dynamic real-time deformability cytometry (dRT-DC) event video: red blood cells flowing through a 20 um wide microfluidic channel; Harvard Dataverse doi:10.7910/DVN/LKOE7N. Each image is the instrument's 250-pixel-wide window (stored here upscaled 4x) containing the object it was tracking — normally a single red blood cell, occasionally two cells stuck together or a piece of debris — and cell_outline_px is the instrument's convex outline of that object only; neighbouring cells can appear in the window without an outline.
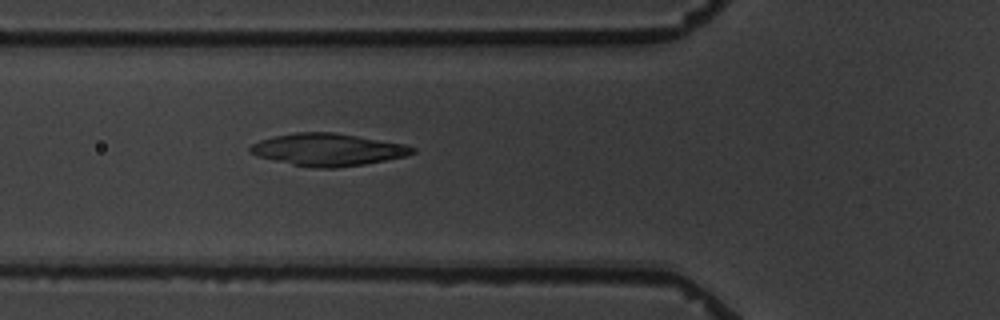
{"species": "common noctule bat (a hibernating species)", "species_latin": "Nyctalus noctula", "temperature_condition": "warm", "stored_images_in_passage": 6, "camera_frame_rate_fps": 3000, "um_per_image_px": 0.085, "animal": {"sex": "male", "body_mass_g": 19.5, "forearm_length_mm": 54.6}, "frame": {"image": 1, "passage_image": 6, "time_ms": 5.667, "image_size_px": [1000, 320], "cell_outline_px": [[416, 152], [404, 156], [364, 164], [336, 168], [316, 168], [292, 164], [256, 156], [248, 152], [248, 148], [252, 144], [260, 140], [276, 136], [296, 132], [332, 132], [404, 144], [416, 148]], "centroid_in_image_um": [27.83, 12.72], "position_along_channel_um": 98.0, "area_um2": 30.23}}